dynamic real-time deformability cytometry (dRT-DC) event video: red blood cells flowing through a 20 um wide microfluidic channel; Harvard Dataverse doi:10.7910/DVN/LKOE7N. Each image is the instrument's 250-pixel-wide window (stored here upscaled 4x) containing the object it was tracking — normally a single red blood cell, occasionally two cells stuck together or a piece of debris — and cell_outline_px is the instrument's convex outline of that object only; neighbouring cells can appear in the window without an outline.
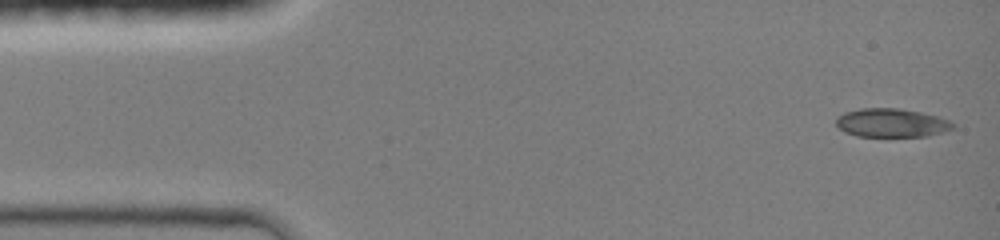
{"species": "common noctule bat (a hibernating species)", "species_latin": "Nyctalus noctula", "temperature_condition": "room temperature", "stored_images_in_passage": 21, "camera_frame_rate_fps": 3000, "um_per_image_px": 0.085, "animal": {"sex": "female", "body_mass_g": 19.0, "forearm_length_mm": 51.5}, "frame": {"image": 1, "passage_image": 1, "time_ms": 0.0, "image_size_px": [1000, 240], "cell_outline_px": [[956, 124], [952, 128], [944, 132], [928, 136], [856, 136], [844, 132], [836, 124], [836, 116], [844, 112], [860, 108], [900, 108], [940, 116]], "centroid_in_image_um": [75.78, 10.43], "position_along_channel_um": 9.2, "area_um2": 19.65}}
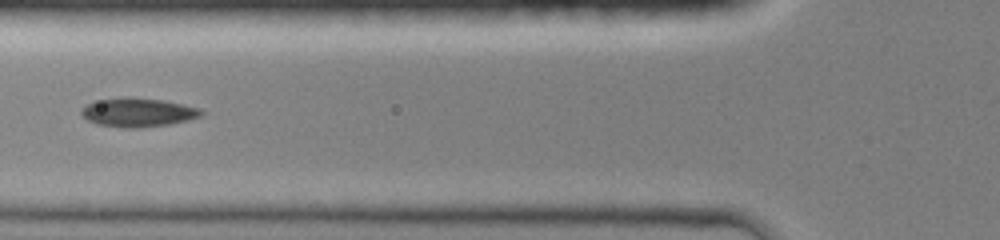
{"frame": {"image": 2, "passage_image": 10, "time_ms": 5.0, "image_size_px": [1000, 240], "cell_outline_px": [[204, 112], [200, 116], [188, 120], [168, 124], [140, 128], [124, 128], [96, 124], [88, 120], [80, 112], [80, 108], [88, 104], [100, 100], [124, 96], [128, 96], [164, 100], [200, 108]], "centroid_in_image_um": [11.72, 9.55], "position_along_channel_um": 114.1, "area_um2": 20.23}}
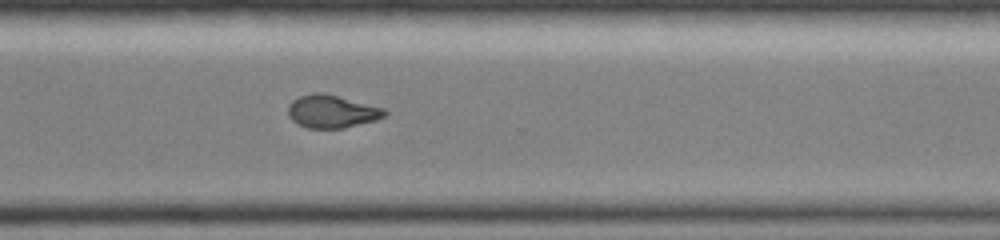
{"frame": {"image": 3, "passage_image": 21, "time_ms": 10.333, "image_size_px": [1000, 240], "cell_outline_px": [[388, 112], [384, 116], [376, 120], [344, 128], [308, 128], [296, 124], [288, 116], [288, 104], [292, 100], [300, 96], [312, 92], [324, 92], [384, 108]], "centroid_in_image_um": [28.18, 9.46], "position_along_channel_um": 342.4, "area_um2": 18.67}}